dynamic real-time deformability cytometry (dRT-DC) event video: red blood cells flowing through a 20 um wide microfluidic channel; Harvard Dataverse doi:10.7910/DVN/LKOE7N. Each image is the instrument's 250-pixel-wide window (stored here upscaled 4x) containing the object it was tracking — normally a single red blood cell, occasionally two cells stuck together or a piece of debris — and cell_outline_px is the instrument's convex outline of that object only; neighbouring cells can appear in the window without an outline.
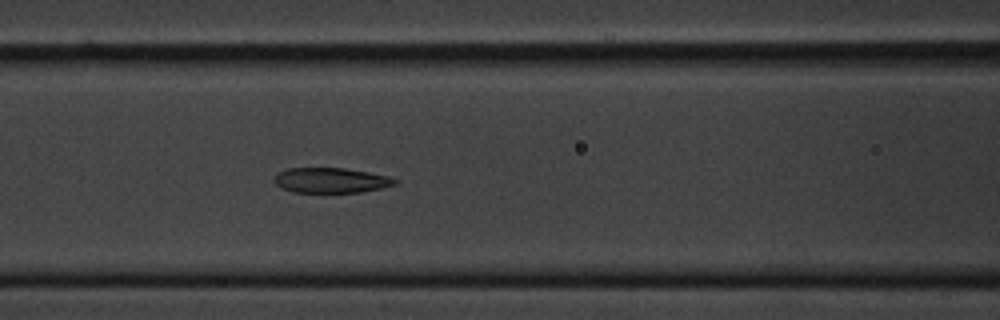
{"species": "common noctule bat (a hibernating species)", "species_latin": "Nyctalus noctula", "temperature_condition": "cold", "stored_images_in_passage": 6, "camera_frame_rate_fps": 3000, "um_per_image_px": 0.085, "animal": {"sex": "male", "body_mass_g": 20.1, "forearm_length_mm": 53.5}, "frame": {"image": 1, "passage_image": 6, "time_ms": 1.667, "image_size_px": [1000, 320], "cell_outline_px": [[400, 180], [396, 184], [384, 188], [360, 192], [292, 192], [280, 188], [272, 180], [280, 172], [288, 168], [344, 168], [368, 172], [388, 176]], "centroid_in_image_um": [28.15, 15.33], "position_along_channel_um": 138.4, "area_um2": 17.74}}